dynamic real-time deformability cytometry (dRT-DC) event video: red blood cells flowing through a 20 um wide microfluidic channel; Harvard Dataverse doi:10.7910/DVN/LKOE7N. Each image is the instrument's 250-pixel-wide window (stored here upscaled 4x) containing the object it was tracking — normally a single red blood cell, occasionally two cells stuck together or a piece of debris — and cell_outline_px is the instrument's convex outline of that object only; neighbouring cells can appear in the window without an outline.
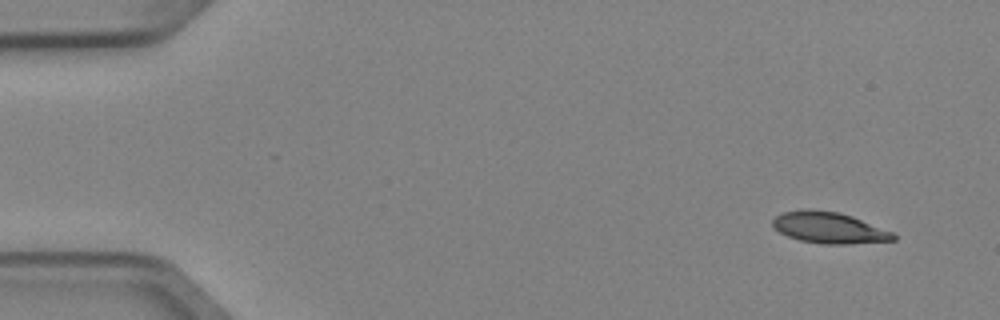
{"species": "Egyptian fruit bat (a non-hibernating species)", "species_latin": "Rousettus aegyptiacus", "temperature_condition": "cold", "stored_images_in_passage": 4, "camera_frame_rate_fps": 3000, "um_per_image_px": 0.085, "animal": {"sex": "female"}, "frame": {"image": 1, "passage_image": 1, "time_ms": 0.0, "image_size_px": [1000, 320], "cell_outline_px": [[896, 240], [848, 244], [824, 244], [800, 240], [788, 236], [772, 228], [772, 220], [776, 216], [784, 212], [800, 208], [808, 208], [836, 212], [852, 216], [892, 232], [896, 236]], "centroid_in_image_um": [70.43, 19.35], "position_along_channel_um": 14.6, "area_um2": 21.96}}
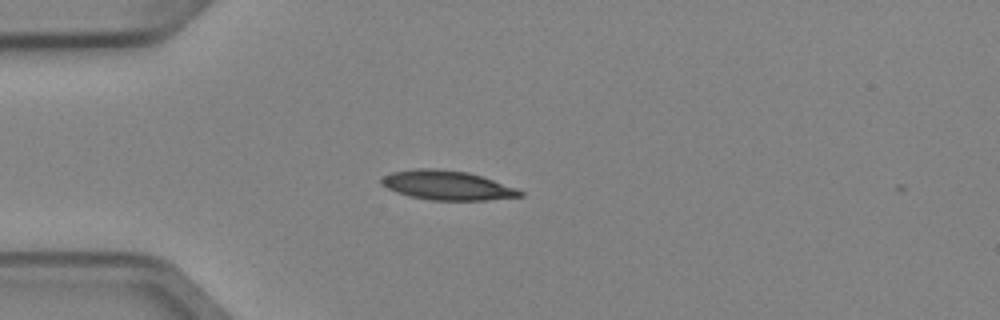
{"frame": {"image": 2, "passage_image": 3, "time_ms": 0.667, "image_size_px": [1000, 320], "cell_outline_px": [[524, 196], [488, 200], [428, 200], [396, 192], [380, 184], [380, 180], [384, 176], [392, 172], [416, 168], [436, 168], [468, 172], [516, 188], [524, 192]], "centroid_in_image_um": [38.0, 15.75], "position_along_channel_um": 47.0, "area_um2": 23.58}}